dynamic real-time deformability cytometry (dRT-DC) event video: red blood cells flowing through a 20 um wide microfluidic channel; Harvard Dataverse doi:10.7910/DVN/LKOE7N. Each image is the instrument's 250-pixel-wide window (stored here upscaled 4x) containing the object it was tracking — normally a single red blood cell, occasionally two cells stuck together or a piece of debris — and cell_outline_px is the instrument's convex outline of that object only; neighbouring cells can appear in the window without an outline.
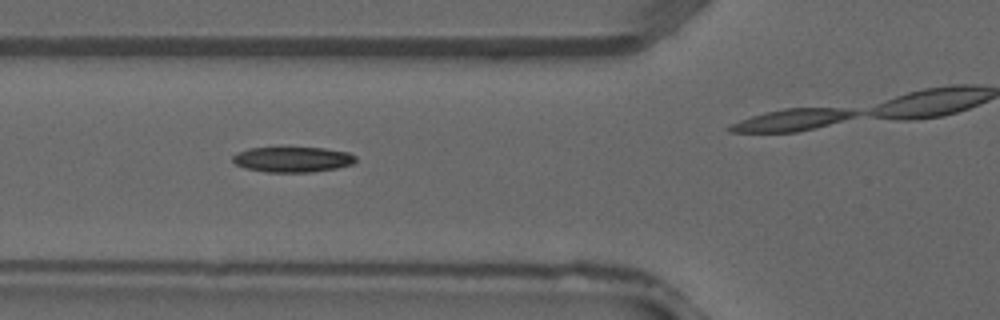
{"species": "common noctule bat (a hibernating species)", "species_latin": "Nyctalus noctula", "temperature_condition": "warm", "stored_images_in_passage": 29, "camera_frame_rate_fps": 3000, "um_per_image_px": 0.085, "animal": {"sex": "male", "forearm_length_mm": 52.5}, "frame": {"image": 1, "passage_image": 13, "time_ms": 4.0, "image_size_px": [1000, 320], "cell_outline_px": [[356, 160], [352, 164], [336, 168], [312, 172], [268, 172], [244, 168], [236, 164], [232, 160], [232, 156], [236, 152], [248, 148], [324, 148], [348, 152], [356, 156]], "centroid_in_image_um": [24.85, 13.55], "position_along_channel_um": 101.0, "area_um2": 18.15}}
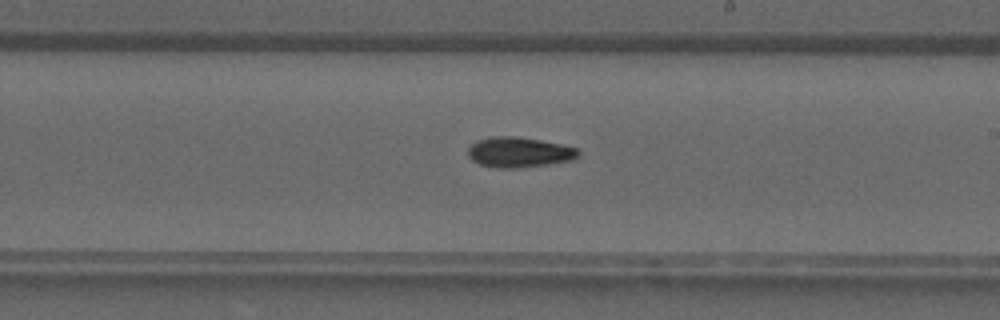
{"frame": {"image": 2, "passage_image": 21, "time_ms": 6.667, "image_size_px": [1000, 320], "cell_outline_px": [[580, 156], [576, 160], [548, 164], [516, 168], [496, 168], [480, 164], [472, 160], [468, 156], [468, 148], [476, 140], [492, 136], [516, 136], [540, 140], [560, 144], [576, 148], [580, 152]], "centroid_in_image_um": [44.13, 12.94], "position_along_channel_um": 244.9, "area_um2": 19.59}}